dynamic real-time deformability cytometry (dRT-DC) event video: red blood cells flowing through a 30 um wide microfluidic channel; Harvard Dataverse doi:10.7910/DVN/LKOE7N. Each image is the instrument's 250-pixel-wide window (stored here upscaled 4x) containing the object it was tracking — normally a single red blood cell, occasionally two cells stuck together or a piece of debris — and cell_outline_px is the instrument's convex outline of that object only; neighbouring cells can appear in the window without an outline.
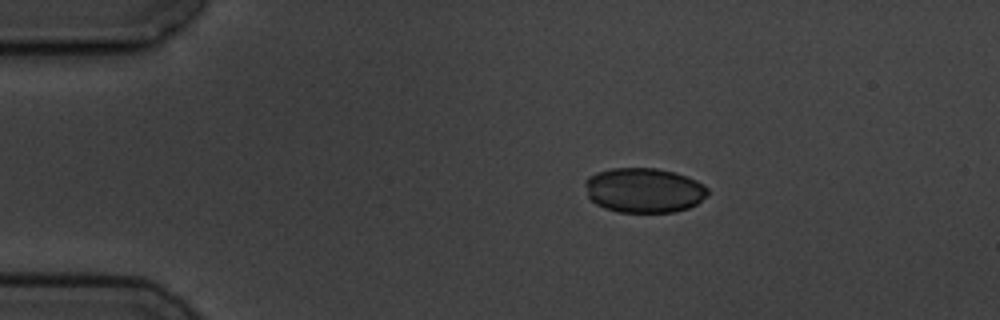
{"species": "common noctule bat (a hibernating species)", "species_latin": "Nyctalus noctula", "temperature_condition": "cold", "stored_images_in_passage": 4, "camera_frame_rate_fps": 3000, "um_per_image_px": 0.085, "animal": {"sex": "male", "body_mass_g": 19.5, "forearm_length_mm": 54.6}, "frame": {"image": 1, "passage_image": 2, "time_ms": 1.333, "image_size_px": [1000, 320], "cell_outline_px": [[708, 192], [696, 204], [688, 208], [676, 212], [616, 212], [604, 208], [596, 204], [588, 196], [584, 184], [584, 180], [588, 176], [596, 172], [612, 168], [656, 168], [676, 172], [696, 180], [704, 184], [708, 188]], "centroid_in_image_um": [54.71, 16.17], "position_along_channel_um": 30.3, "area_um2": 32.19}}